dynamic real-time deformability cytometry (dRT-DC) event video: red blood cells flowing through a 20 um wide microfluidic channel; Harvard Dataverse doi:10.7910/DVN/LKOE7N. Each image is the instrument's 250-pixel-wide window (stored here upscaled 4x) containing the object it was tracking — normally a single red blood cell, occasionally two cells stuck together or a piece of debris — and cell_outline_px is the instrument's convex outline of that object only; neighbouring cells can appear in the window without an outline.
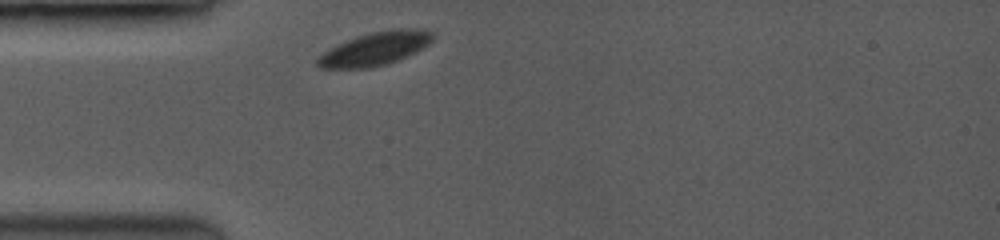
{"species": "common noctule bat (a hibernating species)", "species_latin": "Nyctalus noctula", "temperature_condition": "room temperature", "stored_images_in_passage": 13, "camera_frame_rate_fps": 3500, "um_per_image_px": 0.085, "animal": {"sex": "female", "body_mass_g": 19.0, "forearm_length_mm": 53.3}, "frame": {"image": 1, "passage_image": 1, "time_ms": 0.0, "image_size_px": [1000, 240], "cell_outline_px": [[436, 36], [428, 44], [408, 56], [384, 64], [368, 68], [320, 68], [316, 64], [316, 60], [328, 48], [356, 36], [368, 32], [388, 28], [416, 28], [432, 32]], "centroid_in_image_um": [31.88, 4.11], "position_along_channel_um": 53.1, "area_um2": 22.48}}
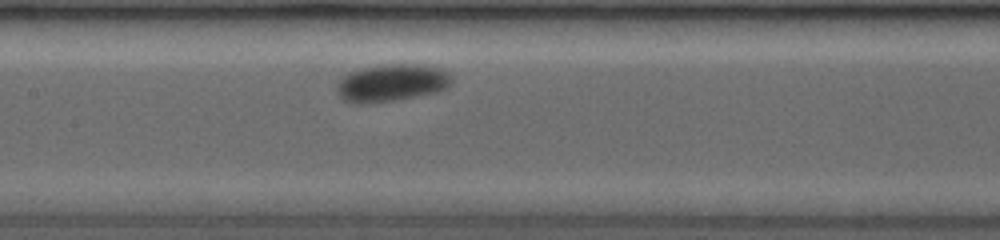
{"frame": {"image": 2, "passage_image": 8, "time_ms": 3.429, "image_size_px": [1000, 240], "cell_outline_px": [[452, 80], [444, 88], [432, 92], [392, 100], [344, 100], [340, 96], [340, 80], [348, 72], [360, 68], [380, 64], [420, 64], [444, 68], [452, 76]], "centroid_in_image_um": [33.38, 6.95], "position_along_channel_um": 174.0, "area_um2": 23.81}}
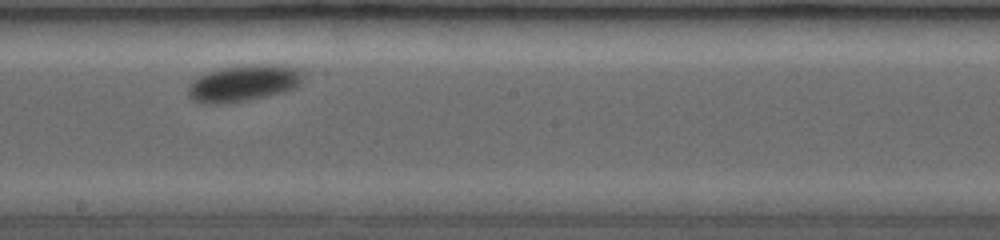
{"frame": {"image": 3, "passage_image": 11, "time_ms": 4.857, "image_size_px": [1000, 240], "cell_outline_px": [[304, 76], [300, 84], [292, 88], [280, 92], [240, 100], [196, 100], [188, 92], [188, 88], [200, 76], [208, 72], [224, 68], [252, 64], [284, 64], [300, 68], [304, 72]], "centroid_in_image_um": [20.88, 6.96], "position_along_channel_um": 227.3, "area_um2": 22.89}}